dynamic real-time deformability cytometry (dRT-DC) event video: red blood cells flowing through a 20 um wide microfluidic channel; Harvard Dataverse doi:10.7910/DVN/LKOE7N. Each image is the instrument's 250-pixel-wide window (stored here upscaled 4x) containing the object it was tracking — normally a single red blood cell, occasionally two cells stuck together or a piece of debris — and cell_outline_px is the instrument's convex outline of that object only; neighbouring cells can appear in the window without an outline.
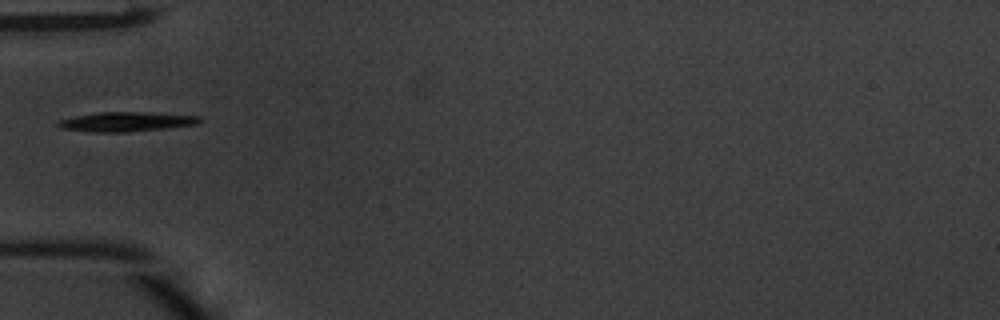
{"species": "common noctule bat (a hibernating species)", "species_latin": "Nyctalus noctula", "temperature_condition": "warm", "stored_images_in_passage": 33, "camera_frame_rate_fps": 3000, "um_per_image_px": 0.085, "animal": {"sex": "male", "body_mass_g": 20.1, "forearm_length_mm": 53.5}, "frame": {"image": 1, "passage_image": 1, "time_ms": 0.0, "image_size_px": [1000, 320], "cell_outline_px": [[204, 120], [200, 124], [168, 128], [128, 132], [92, 132], [60, 128], [56, 124], [60, 120], [76, 116], [100, 112], [144, 112], [200, 116]], "centroid_in_image_um": [10.81, 10.35], "position_along_channel_um": 74.2, "area_um2": 16.18}}
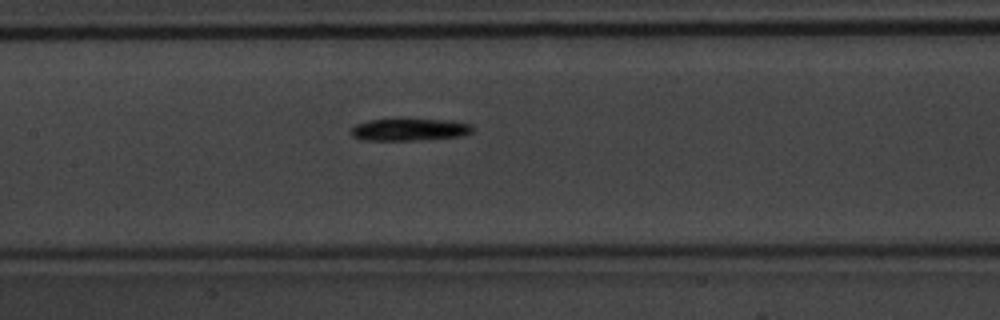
{"frame": {"image": 2, "passage_image": 8, "time_ms": 2.333, "image_size_px": [1000, 320], "cell_outline_px": [[472, 132], [464, 136], [416, 140], [364, 140], [352, 136], [348, 132], [356, 124], [368, 120], [448, 120], [472, 124]], "centroid_in_image_um": [34.8, 11.03], "position_along_channel_um": 172.6, "area_um2": 15.55}}
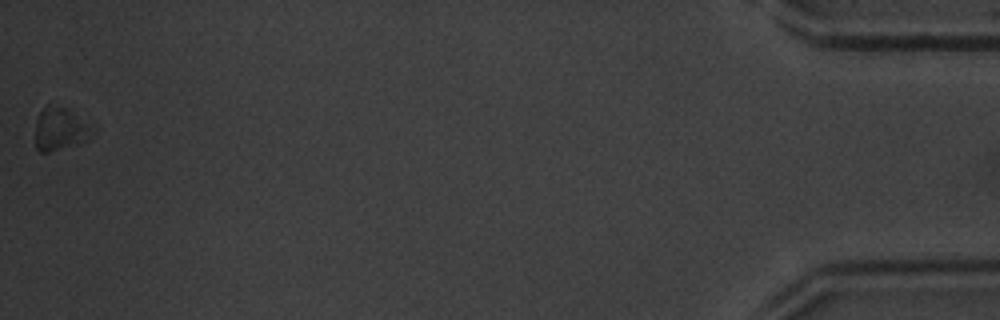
{"frame": {"image": 3, "passage_image": 33, "time_ms": 10.667, "image_size_px": [1000, 320], "cell_outline_px": [[96, 132], [88, 140], [76, 144], [48, 152], [40, 152], [36, 148], [36, 120], [40, 112], [48, 104], [68, 108], [96, 128]], "centroid_in_image_um": [5.16, 10.96], "position_along_channel_um": 430.0, "area_um2": 14.45}}